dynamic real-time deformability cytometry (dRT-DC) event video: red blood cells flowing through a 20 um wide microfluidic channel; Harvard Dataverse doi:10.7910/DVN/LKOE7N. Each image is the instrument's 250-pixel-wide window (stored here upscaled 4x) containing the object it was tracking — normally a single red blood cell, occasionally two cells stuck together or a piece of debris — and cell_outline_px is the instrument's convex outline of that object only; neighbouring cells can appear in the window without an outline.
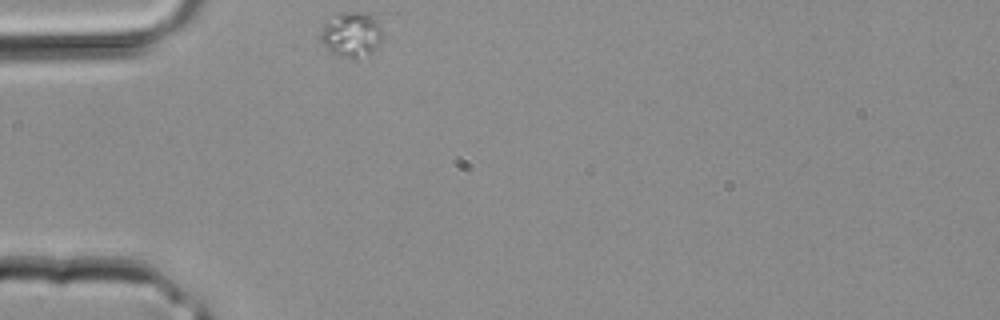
{"species": "common noctule bat (a hibernating species)", "species_latin": "Nyctalus noctula", "temperature_condition": "room temperature", "stored_images_in_passage": 1, "camera_frame_rate_fps": 3000, "um_per_image_px": 0.085, "animal": {"sex": "male", "body_mass_g": 20.4}, "frame": {"image": 1, "passage_image": 1, "time_ms": 0.0, "image_size_px": [1000, 320], "cell_outline_px": [[388, 12], [380, 40], [376, 48], [372, 52], [356, 60], [352, 60], [336, 56], [320, 40], [320, 32], [324, 16], [340, 12]], "centroid_in_image_um": [29.98, 2.82], "position_along_channel_um": 55.0, "area_um2": 18.21}}